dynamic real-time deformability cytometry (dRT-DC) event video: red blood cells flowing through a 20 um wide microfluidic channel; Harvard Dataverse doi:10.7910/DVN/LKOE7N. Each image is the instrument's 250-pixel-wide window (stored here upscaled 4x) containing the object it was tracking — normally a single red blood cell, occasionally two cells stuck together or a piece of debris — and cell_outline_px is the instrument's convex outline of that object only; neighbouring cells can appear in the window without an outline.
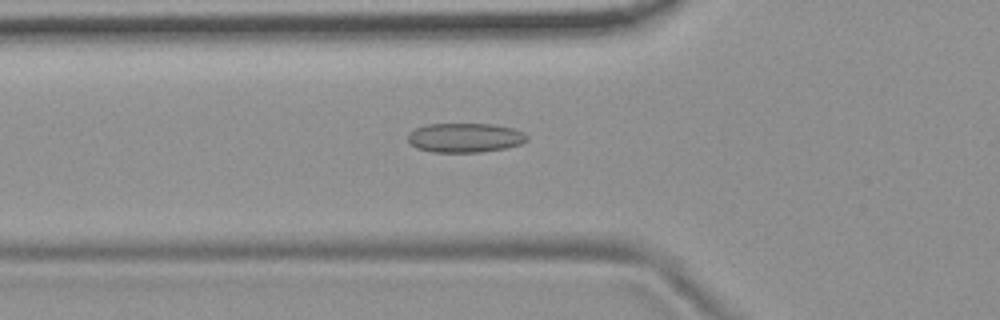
{"species": "common noctule bat (a hibernating species)", "species_latin": "Nyctalus noctula", "temperature_condition": "room temperature", "stored_images_in_passage": 54, "camera_frame_rate_fps": 3000, "um_per_image_px": 0.085, "animal": {"sex": "female", "body_mass_g": 19.9}, "frame": {"image": 1, "passage_image": 19, "time_ms": 6.0, "image_size_px": [1000, 320], "cell_outline_px": [[528, 140], [520, 144], [504, 148], [480, 152], [432, 152], [416, 148], [408, 140], [408, 132], [424, 124], [492, 124], [512, 128], [524, 132], [528, 136]], "centroid_in_image_um": [39.51, 11.7], "position_along_channel_um": 86.3, "area_um2": 20.4}}
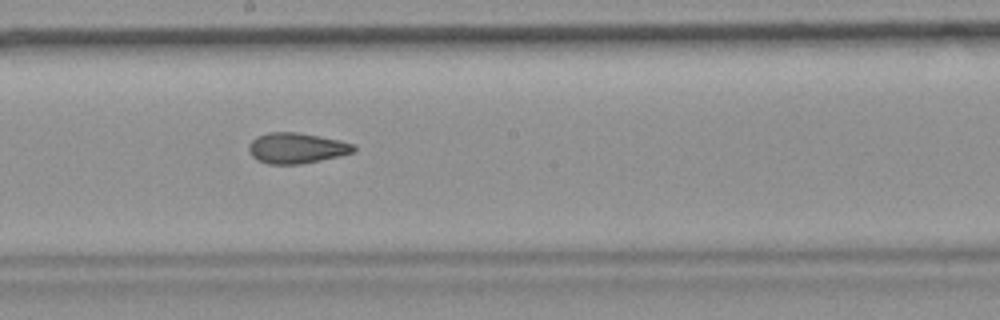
{"frame": {"image": 2, "passage_image": 30, "time_ms": 9.667, "image_size_px": [1000, 320], "cell_outline_px": [[356, 148], [352, 152], [340, 156], [300, 164], [268, 164], [252, 156], [248, 148], [248, 144], [256, 136], [268, 132], [296, 132], [340, 140], [356, 144]], "centroid_in_image_um": [25.21, 12.58], "position_along_channel_um": 223.0, "area_um2": 18.67}}
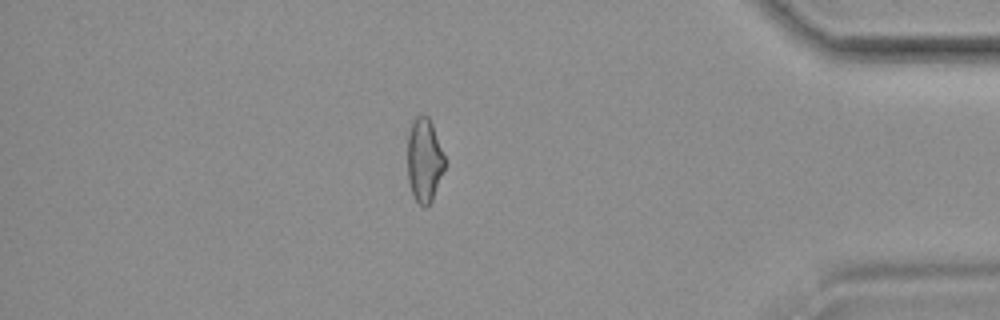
{"frame": {"image": 3, "passage_image": 47, "time_ms": 15.333, "image_size_px": [1000, 320], "cell_outline_px": [[448, 160], [432, 200], [424, 208], [412, 196], [408, 180], [408, 136], [412, 124], [416, 116], [428, 116], [432, 124]], "centroid_in_image_um": [36.1, 13.63], "position_along_channel_um": 399.1, "area_um2": 18.38}, "authors_computed_cell_mechanics": {"area_um2": 19.3052, "velocity_mm_per_s": 3.7185, "shape_relaxation_time_tau1_ms": null, "shape_relaxation_time_tau2_ms": 2.0137, "deformation_change_tau1": null, "deformation_change_tau2": 0.0896}}